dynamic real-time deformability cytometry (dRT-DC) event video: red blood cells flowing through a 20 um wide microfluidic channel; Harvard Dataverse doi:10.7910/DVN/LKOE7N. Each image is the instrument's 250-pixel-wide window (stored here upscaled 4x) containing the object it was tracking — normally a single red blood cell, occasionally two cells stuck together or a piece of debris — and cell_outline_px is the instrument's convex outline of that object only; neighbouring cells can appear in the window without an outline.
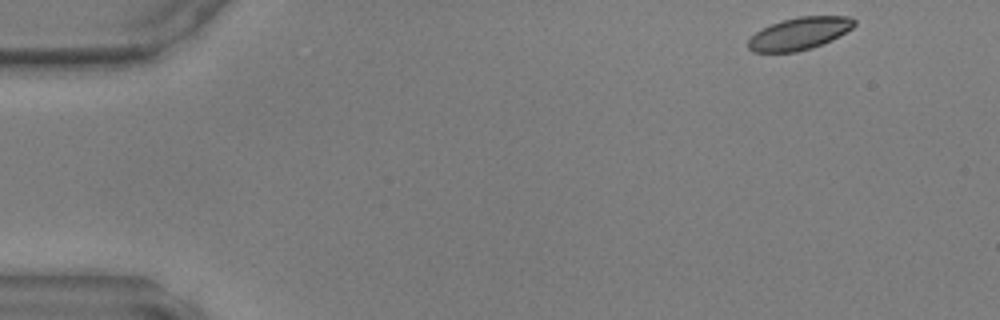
{"species": "common noctule bat (a hibernating species)", "species_latin": "Nyctalus noctula", "temperature_condition": "warm", "stored_images_in_passage": 10, "camera_frame_rate_fps": 3000, "um_per_image_px": 0.085, "animal": {"sex": "male", "body_mass_g": 17.9, "forearm_length_mm": 54.2}, "frame": {"image": 1, "passage_image": 1, "time_ms": 0.0, "image_size_px": [1000, 320], "cell_outline_px": [[856, 24], [852, 28], [832, 40], [812, 48], [796, 52], [752, 52], [748, 48], [748, 40], [756, 32], [772, 24], [784, 20], [800, 16], [852, 16], [856, 20]], "centroid_in_image_um": [67.98, 2.85], "position_along_channel_um": 17.0, "area_um2": 19.94}}